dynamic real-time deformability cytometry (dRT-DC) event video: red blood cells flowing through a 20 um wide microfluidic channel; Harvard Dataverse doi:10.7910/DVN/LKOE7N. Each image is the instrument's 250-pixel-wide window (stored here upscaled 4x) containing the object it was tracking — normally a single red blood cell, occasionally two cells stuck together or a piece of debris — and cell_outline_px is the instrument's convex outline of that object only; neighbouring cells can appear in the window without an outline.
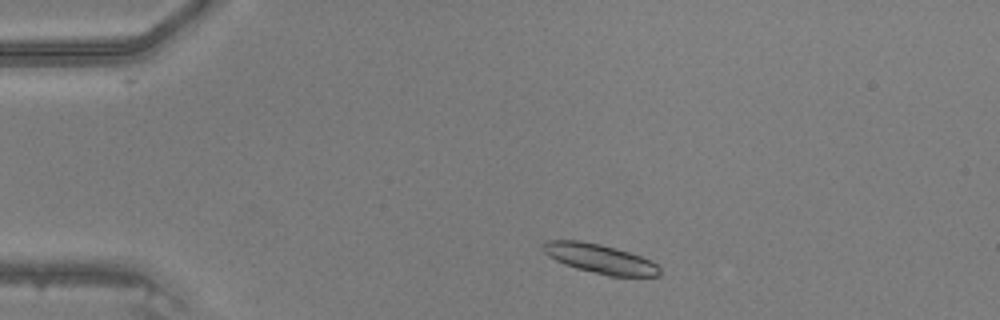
{"species": "common noctule bat (a hibernating species)", "species_latin": "Nyctalus noctula", "temperature_condition": "warm", "stored_images_in_passage": 42, "camera_frame_rate_fps": 3000, "um_per_image_px": 0.085, "animal": {"sex": "male", "body_mass_g": 20.5, "forearm_length_mm": 52.5}, "frame": {"image": 1, "passage_image": 4, "time_ms": 1.0, "image_size_px": [1000, 320], "cell_outline_px": [[660, 276], [608, 276], [576, 268], [564, 264], [548, 256], [540, 248], [540, 244], [548, 240], [580, 240], [600, 244], [616, 248], [640, 256], [656, 264], [660, 268]], "centroid_in_image_um": [50.94, 21.98], "position_along_channel_um": 34.1, "area_um2": 19.94}}
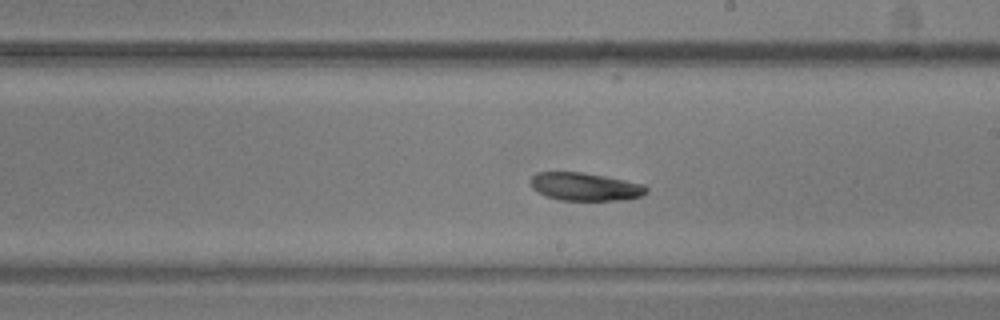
{"frame": {"image": 2, "passage_image": 22, "time_ms": 7.0, "image_size_px": [1000, 320], "cell_outline_px": [[648, 192], [640, 196], [624, 200], [560, 200], [548, 196], [532, 188], [532, 176], [536, 172], [580, 172], [604, 176], [644, 184], [648, 188]], "centroid_in_image_um": [49.77, 15.87], "position_along_channel_um": 239.2, "area_um2": 18.67}}
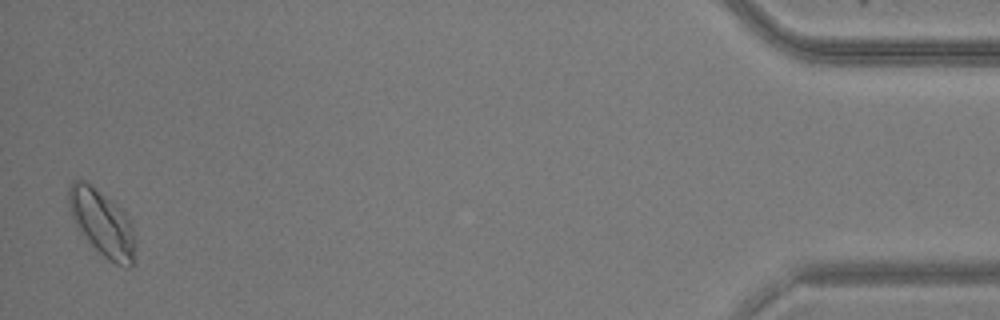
{"frame": {"image": 3, "passage_image": 41, "time_ms": 13.333, "image_size_px": [1000, 320], "cell_outline_px": [[136, 248], [132, 268], [128, 268], [116, 264], [108, 260], [80, 232], [68, 208], [68, 188], [72, 180], [84, 180], [112, 200], [128, 216], [132, 224], [136, 244]], "centroid_in_image_um": [8.71, 18.96], "position_along_channel_um": 426.5, "area_um2": 25.72}}